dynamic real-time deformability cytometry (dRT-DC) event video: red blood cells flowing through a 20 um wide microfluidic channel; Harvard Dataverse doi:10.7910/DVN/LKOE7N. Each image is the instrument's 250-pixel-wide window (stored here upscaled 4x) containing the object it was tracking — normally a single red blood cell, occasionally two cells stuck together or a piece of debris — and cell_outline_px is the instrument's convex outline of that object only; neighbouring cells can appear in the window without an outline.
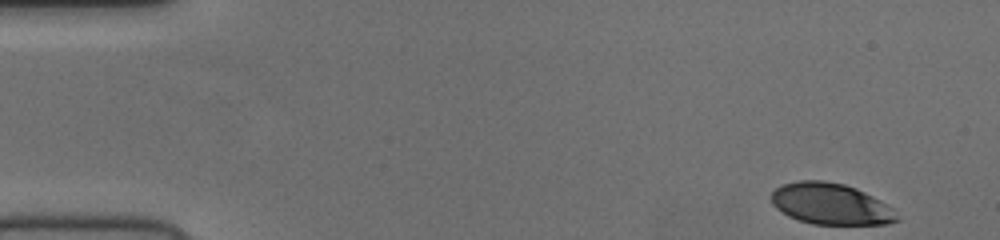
{"species": "human", "species_latin": "Homo sapiens", "temperature_condition": "cold", "stored_images_in_passage": 50, "camera_frame_rate_fps": 3000, "um_per_image_px": 0.085, "donor": {"sex": "female"}, "frame": {"image": 1, "passage_image": 1, "time_ms": 0.0, "image_size_px": [1000, 240], "cell_outline_px": [[900, 220], [888, 224], [812, 224], [788, 216], [776, 208], [772, 204], [768, 196], [776, 188], [784, 184], [800, 180], [824, 180], [844, 184], [856, 188], [880, 200], [892, 208]], "centroid_in_image_um": [70.58, 17.33], "position_along_channel_um": 14.4, "area_um2": 30.29}}
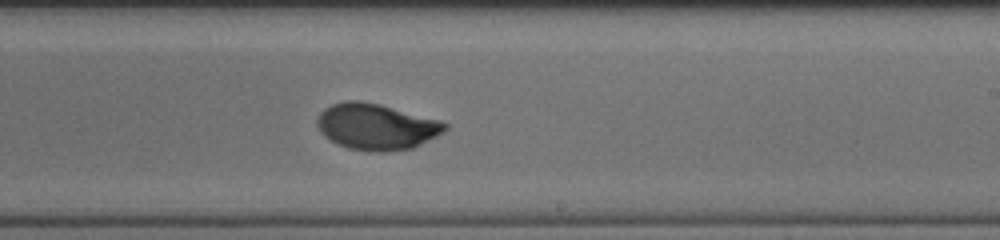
{"frame": {"image": 2, "passage_image": 29, "time_ms": 9.333, "image_size_px": [1000, 240], "cell_outline_px": [[448, 128], [444, 132], [412, 148], [384, 152], [368, 152], [348, 148], [324, 136], [320, 132], [316, 124], [316, 120], [320, 112], [324, 108], [332, 104], [344, 100], [360, 100], [380, 104], [440, 120], [448, 124]], "centroid_in_image_um": [31.97, 10.76], "position_along_channel_um": 257.0, "area_um2": 34.51}}
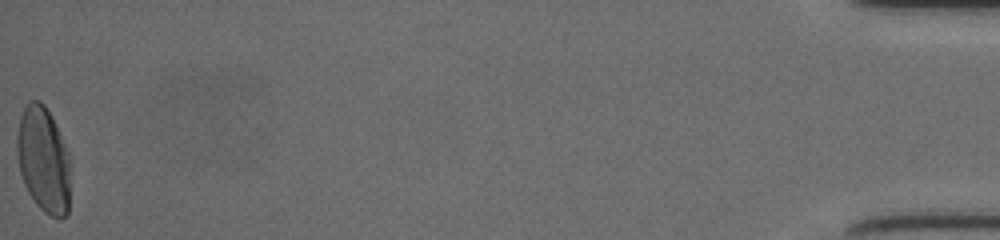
{"frame": {"image": 3, "passage_image": 50, "time_ms": 16.333, "image_size_px": [1000, 240], "cell_outline_px": [[68, 212], [60, 220], [44, 212], [36, 204], [28, 192], [24, 184], [20, 172], [16, 152], [16, 136], [20, 116], [28, 100], [40, 100], [44, 104], [52, 116], [68, 152]], "centroid_in_image_um": [3.65, 13.55], "position_along_channel_um": 431.5, "area_um2": 32.83}}